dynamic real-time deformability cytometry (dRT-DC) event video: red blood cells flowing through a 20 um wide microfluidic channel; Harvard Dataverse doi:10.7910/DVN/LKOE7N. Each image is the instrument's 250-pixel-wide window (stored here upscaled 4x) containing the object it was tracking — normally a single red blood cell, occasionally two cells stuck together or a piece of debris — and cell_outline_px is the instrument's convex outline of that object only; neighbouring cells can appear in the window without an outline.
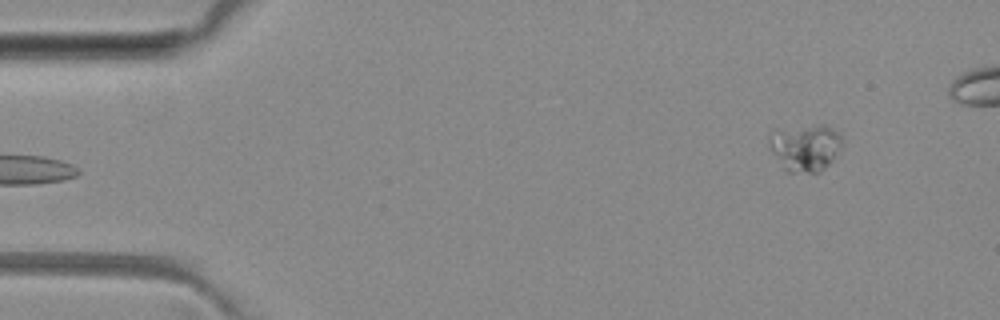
{"species": "common noctule bat (a hibernating species)", "species_latin": "Nyctalus noctula", "temperature_condition": "room temperature", "stored_images_in_passage": 5, "camera_frame_rate_fps": 3000, "um_per_image_px": 0.085, "animal": {"sex": "female", "body_mass_g": 29.2, "forearm_length_mm": 56.3}, "frame": {"image": 1, "passage_image": 5, "time_ms": 4.667, "image_size_px": [1000, 320], "cell_outline_px": [[840, 152], [820, 172], [788, 172], [784, 168], [768, 148], [768, 140], [776, 128], [816, 124], [824, 124], [832, 128], [840, 136]], "centroid_in_image_um": [68.41, 12.51], "position_along_channel_um": 16.6, "area_um2": 20.11}}